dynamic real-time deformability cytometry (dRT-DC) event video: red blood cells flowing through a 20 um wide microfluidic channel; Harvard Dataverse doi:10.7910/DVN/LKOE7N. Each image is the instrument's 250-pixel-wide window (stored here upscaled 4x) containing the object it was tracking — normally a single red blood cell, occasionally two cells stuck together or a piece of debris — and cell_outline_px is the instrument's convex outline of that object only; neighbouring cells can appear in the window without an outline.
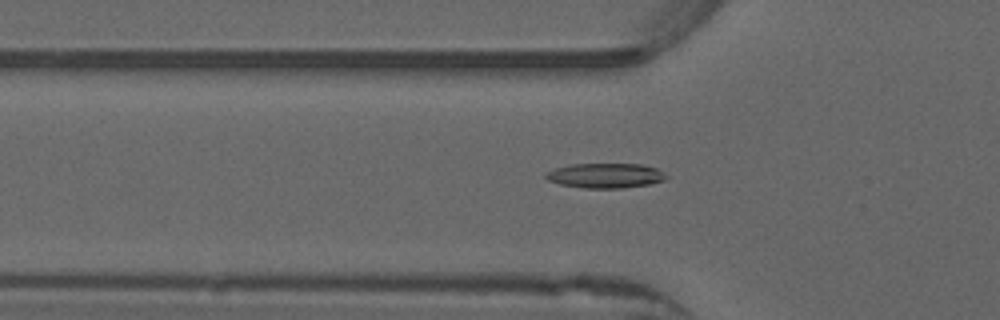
{"species": "common noctule bat (a hibernating species)", "species_latin": "Nyctalus noctula", "temperature_condition": "warm", "stored_images_in_passage": 52, "camera_frame_rate_fps": 3000, "um_per_image_px": 0.085, "animal": {"sex": "male", "forearm_length_mm": 52.5}, "frame": {"image": 1, "passage_image": 17, "time_ms": 5.333, "image_size_px": [1000, 320], "cell_outline_px": [[668, 176], [664, 180], [652, 184], [620, 188], [584, 188], [560, 184], [548, 180], [544, 176], [544, 172], [556, 168], [572, 164], [640, 164], [656, 168]], "centroid_in_image_um": [51.45, 14.93], "position_along_channel_um": 74.4, "area_um2": 17.4}}
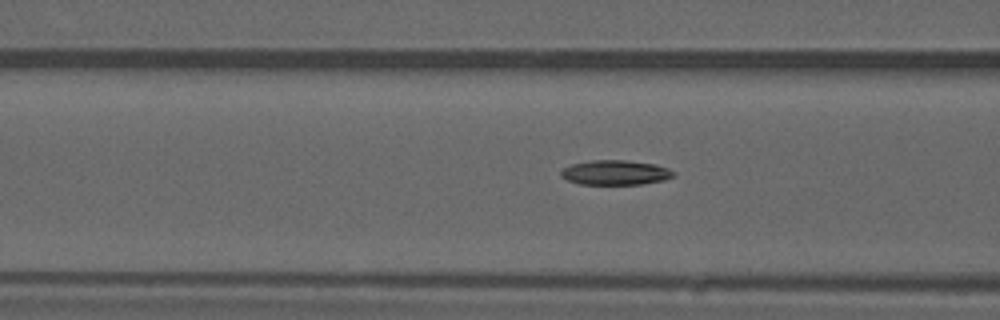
{"frame": {"image": 2, "passage_image": 20, "time_ms": 6.333, "image_size_px": [1000, 320], "cell_outline_px": [[676, 176], [664, 180], [640, 184], [580, 184], [568, 180], [560, 176], [560, 172], [564, 168], [572, 164], [592, 160], [628, 160], [656, 164], [668, 168], [676, 172]], "centroid_in_image_um": [52.35, 14.66], "position_along_channel_um": 114.3, "area_um2": 16.3}}
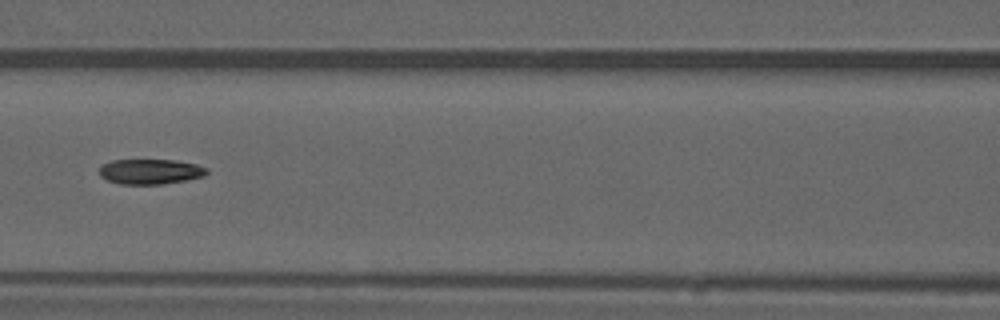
{"frame": {"image": 3, "passage_image": 23, "time_ms": 7.333, "image_size_px": [1000, 320], "cell_outline_px": [[208, 172], [204, 176], [184, 180], [160, 184], [120, 184], [108, 180], [100, 176], [100, 168], [104, 164], [112, 160], [176, 160], [196, 164], [208, 168]], "centroid_in_image_um": [12.79, 14.58], "position_along_channel_um": 153.8, "area_um2": 15.61}, "authors_computed_cell_mechanics": {"area_um2": 16.3285, "velocity_mm_per_s": 3.9322, "shape_relaxation_time_tau1_ms": 9.069, "shape_relaxation_time_tau2_ms": 4.3346, "deformation_change_tau1": 0.2283, "deformation_change_tau2": 0.1146}}